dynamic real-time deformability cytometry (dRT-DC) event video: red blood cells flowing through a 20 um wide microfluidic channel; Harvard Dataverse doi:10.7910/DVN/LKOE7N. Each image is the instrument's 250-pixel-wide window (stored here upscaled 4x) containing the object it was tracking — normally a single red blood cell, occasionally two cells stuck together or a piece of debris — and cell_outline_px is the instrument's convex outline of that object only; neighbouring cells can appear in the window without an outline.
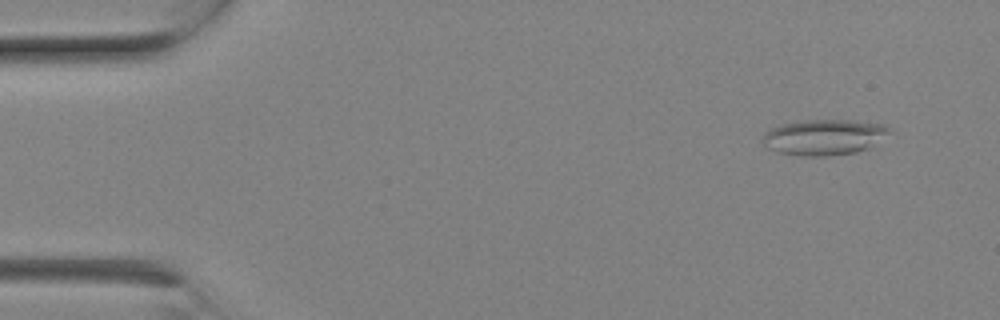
{"species": "Egyptian fruit bat (a non-hibernating species)", "species_latin": "Rousettus aegyptiacus", "temperature_condition": "room temperature", "stored_images_in_passage": 8, "camera_frame_rate_fps": 3000, "um_per_image_px": 0.085, "animal": {"sex": "female"}, "frame": {"image": 1, "passage_image": 1, "time_ms": 0.0, "image_size_px": [1000, 320], "cell_outline_px": [[892, 132], [868, 148], [856, 152], [828, 156], [796, 156], [764, 148], [764, 132], [768, 128], [784, 124], [804, 120], [852, 120], [884, 124], [892, 128]], "centroid_in_image_um": [70.05, 11.66], "position_along_channel_um": 14.9, "area_um2": 26.59}}
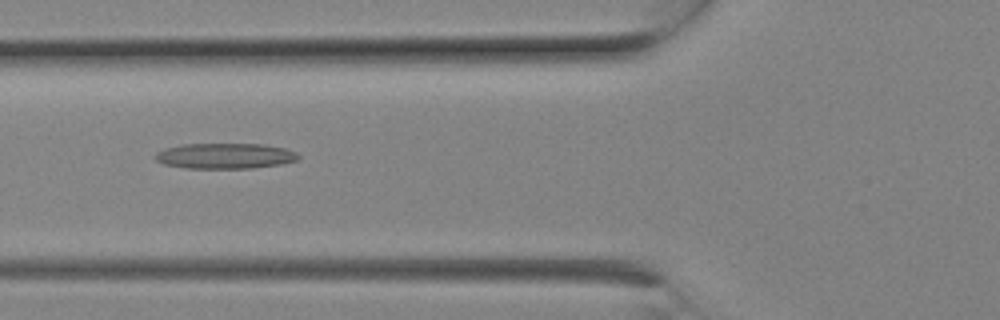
{"frame": {"image": 2, "passage_image": 7, "time_ms": 2.0, "image_size_px": [1000, 320], "cell_outline_px": [[300, 156], [296, 160], [280, 164], [252, 168], [184, 168], [164, 164], [156, 160], [156, 152], [164, 148], [184, 144], [260, 144], [284, 148], [296, 152]], "centroid_in_image_um": [19.1, 13.25], "position_along_channel_um": 106.7, "area_um2": 21.15}}
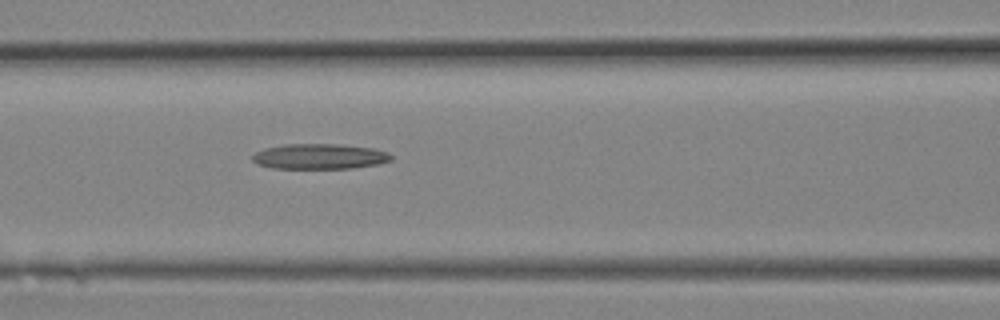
{"frame": {"image": 3, "passage_image": 8, "time_ms": 2.333, "image_size_px": [1000, 320], "cell_outline_px": [[392, 160], [376, 164], [352, 168], [272, 168], [256, 164], [252, 160], [252, 156], [256, 152], [264, 148], [284, 144], [340, 144], [372, 148], [388, 152], [392, 156]], "centroid_in_image_um": [27.14, 13.29], "position_along_channel_um": 139.5, "area_um2": 20.46}}